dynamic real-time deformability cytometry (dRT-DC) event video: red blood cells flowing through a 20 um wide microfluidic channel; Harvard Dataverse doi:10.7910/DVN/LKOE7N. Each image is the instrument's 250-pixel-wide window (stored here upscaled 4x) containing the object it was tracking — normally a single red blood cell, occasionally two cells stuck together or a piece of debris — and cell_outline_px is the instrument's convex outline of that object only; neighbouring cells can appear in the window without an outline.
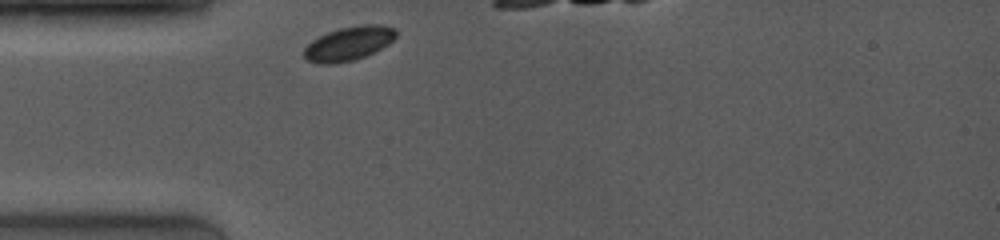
{"species": "common noctule bat (a hibernating species)", "species_latin": "Nyctalus noctula", "temperature_condition": "room temperature", "stored_images_in_passage": 9, "camera_frame_rate_fps": 4000, "um_per_image_px": 0.085, "animal": {"sex": "female", "body_mass_g": 19.0, "forearm_length_mm": 53.3}, "frame": {"image": 1, "passage_image": 1, "time_ms": 0.0, "image_size_px": [1000, 240], "cell_outline_px": [[396, 36], [388, 44], [364, 56], [352, 60], [336, 64], [320, 64], [308, 60], [304, 56], [304, 48], [312, 40], [328, 32], [340, 28], [364, 24], [384, 24], [392, 28], [396, 32]], "centroid_in_image_um": [29.62, 3.69], "position_along_channel_um": 55.4, "area_um2": 17.98}}